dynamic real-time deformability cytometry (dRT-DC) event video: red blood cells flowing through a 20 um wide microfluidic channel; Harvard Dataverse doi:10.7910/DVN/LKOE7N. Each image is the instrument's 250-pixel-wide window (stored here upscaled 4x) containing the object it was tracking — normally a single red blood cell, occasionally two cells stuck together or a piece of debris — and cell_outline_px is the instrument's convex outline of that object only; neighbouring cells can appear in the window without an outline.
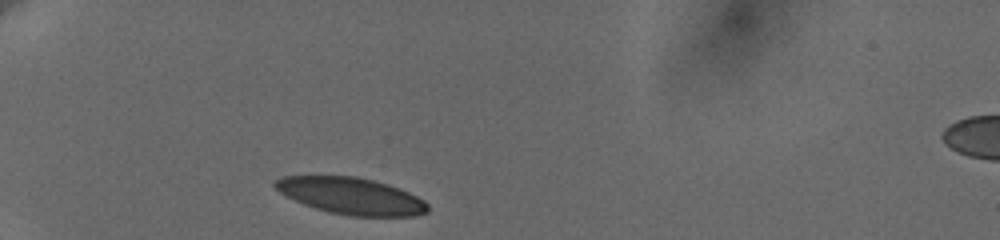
{"species": "human", "species_latin": "Homo sapiens", "temperature_condition": "cold", "stored_images_in_passage": 33, "camera_frame_rate_fps": 3000, "um_per_image_px": 0.085, "donor": {"sex": "female"}, "frame": {"image": 1, "passage_image": 1, "time_ms": 0.0, "image_size_px": [1000, 240], "cell_outline_px": [[428, 212], [416, 216], [348, 216], [328, 212], [304, 204], [280, 192], [272, 184], [276, 180], [284, 176], [356, 176], [388, 184], [408, 192], [424, 200], [428, 204]], "centroid_in_image_um": [29.87, 16.66], "position_along_channel_um": 55.1, "area_um2": 32.48}}
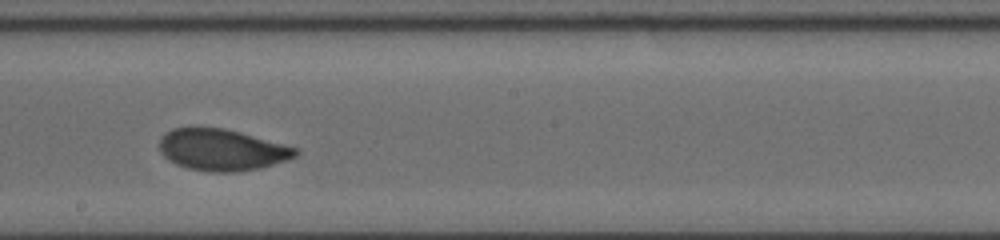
{"frame": {"image": 2, "passage_image": 18, "time_ms": 5.667, "image_size_px": [1000, 240], "cell_outline_px": [[300, 152], [296, 156], [288, 160], [260, 168], [236, 172], [208, 172], [188, 168], [176, 164], [168, 160], [160, 152], [160, 136], [164, 132], [172, 128], [224, 128], [240, 132], [284, 144], [296, 148]], "centroid_in_image_um": [18.85, 12.74], "position_along_channel_um": 229.4, "area_um2": 33.0}}
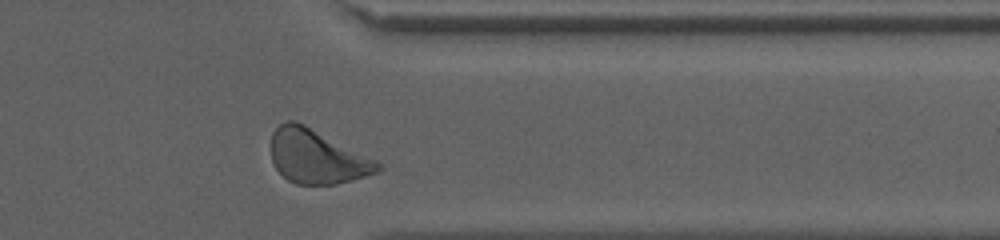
{"frame": {"image": 3, "passage_image": 31, "time_ms": 10.0, "image_size_px": [1000, 240], "cell_outline_px": [[384, 168], [380, 172], [352, 180], [336, 184], [296, 184], [288, 180], [276, 168], [272, 160], [272, 132], [280, 124], [288, 120], [296, 120], [376, 160]], "centroid_in_image_um": [26.95, 13.32], "position_along_channel_um": 384.5, "area_um2": 33.29}, "authors_computed_cell_mechanics": {"area_um2": 33.1772, "velocity_mm_per_s": 3.6, "shape_relaxation_time_tau1_ms": 3.08, "shape_relaxation_time_tau2_ms": 1.0564, "deformation_change_tau1": 0.1165, "deformation_change_tau2": 0.0541}}